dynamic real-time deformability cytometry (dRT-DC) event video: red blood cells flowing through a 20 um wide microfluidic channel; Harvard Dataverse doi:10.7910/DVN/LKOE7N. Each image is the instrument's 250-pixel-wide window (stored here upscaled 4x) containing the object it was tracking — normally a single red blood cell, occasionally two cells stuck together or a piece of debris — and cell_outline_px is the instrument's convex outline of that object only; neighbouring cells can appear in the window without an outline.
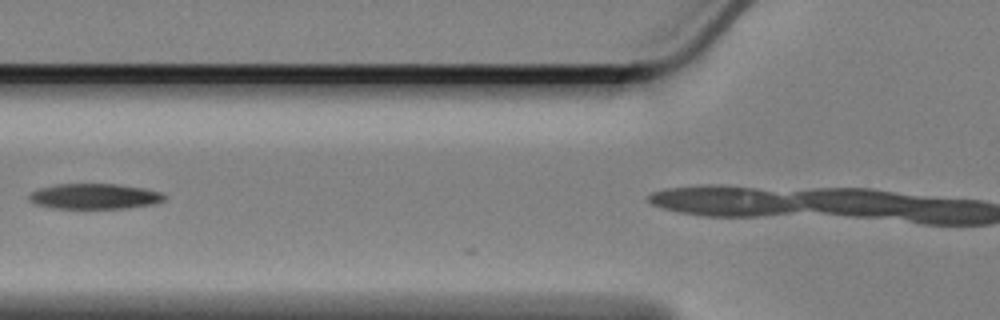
{"species": "Egyptian fruit bat (a non-hibernating species)", "species_latin": "Rousettus aegyptiacus", "temperature_condition": "cold", "stored_images_in_passage": 12, "camera_frame_rate_fps": 3000, "um_per_image_px": 0.085, "animal": {"sex": "female"}, "frame": {"image": 1, "passage_image": 10, "time_ms": 3.0, "image_size_px": [1000, 320], "cell_outline_px": [[164, 200], [152, 204], [124, 208], [52, 208], [36, 204], [28, 200], [28, 196], [32, 192], [40, 188], [56, 184], [116, 184], [140, 188], [160, 192], [164, 196]], "centroid_in_image_um": [7.97, 16.69], "position_along_channel_um": 117.8, "area_um2": 19.71}}